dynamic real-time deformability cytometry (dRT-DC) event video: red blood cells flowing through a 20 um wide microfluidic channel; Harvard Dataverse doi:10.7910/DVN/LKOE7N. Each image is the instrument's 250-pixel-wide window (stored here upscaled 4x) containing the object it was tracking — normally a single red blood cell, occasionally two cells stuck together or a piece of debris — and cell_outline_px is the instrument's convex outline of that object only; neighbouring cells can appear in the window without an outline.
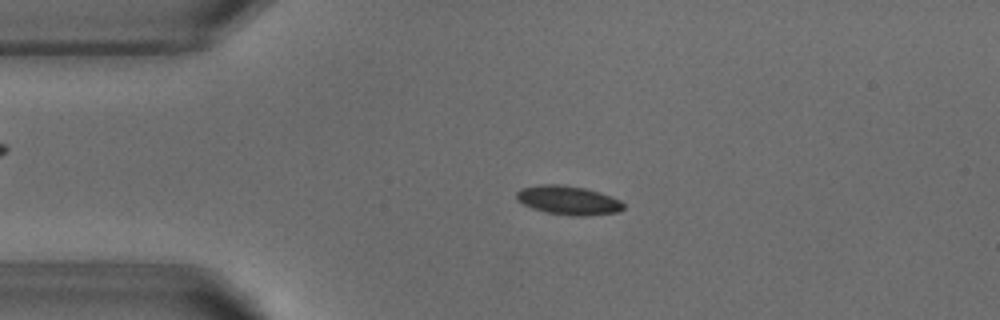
{"species": "common noctule bat (a hibernating species)", "species_latin": "Nyctalus noctula", "temperature_condition": "warm", "stored_images_in_passage": 51, "camera_frame_rate_fps": 3000, "um_per_image_px": 0.085, "animal": {"sex": "male", "body_mass_g": 18.8}, "frame": {"image": 1, "passage_image": 10, "time_ms": 3.0, "image_size_px": [1000, 320], "cell_outline_px": [[624, 208], [616, 212], [584, 216], [568, 216], [544, 212], [532, 208], [516, 200], [516, 192], [520, 188], [540, 184], [556, 184], [584, 188], [600, 192], [620, 200], [624, 204]], "centroid_in_image_um": [48.26, 17.02], "position_along_channel_um": 36.7, "area_um2": 18.09}}
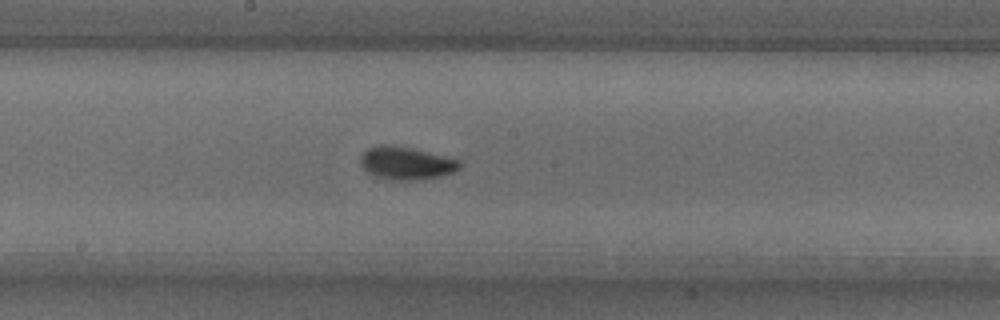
{"frame": {"image": 2, "passage_image": 26, "time_ms": 8.333, "image_size_px": [1000, 320], "cell_outline_px": [[460, 168], [444, 176], [420, 180], [388, 180], [376, 176], [368, 172], [360, 164], [360, 156], [368, 148], [380, 144], [388, 144], [412, 148], [460, 160]], "centroid_in_image_um": [34.52, 13.87], "position_along_channel_um": 213.7, "area_um2": 19.07}}
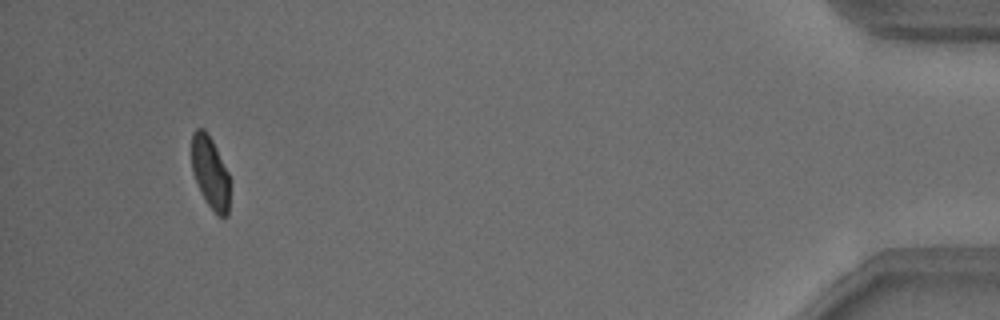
{"frame": {"image": 3, "passage_image": 48, "time_ms": 15.667, "image_size_px": [1000, 320], "cell_outline_px": [[232, 180], [228, 216], [220, 216], [208, 204], [200, 192], [192, 172], [192, 132], [196, 128], [204, 128], [208, 132]], "centroid_in_image_um": [17.9, 14.66], "position_along_channel_um": 417.3, "area_um2": 16.42}, "authors_computed_cell_mechanics": {"area_um2": 17.5134, "velocity_mm_per_s": 3.8177, "shape_relaxation_time_tau1_ms": 3.3883, "shape_relaxation_time_tau2_ms": 1.5417, "deformation_change_tau1": 0.1083, "deformation_change_tau2": 0.0447}}